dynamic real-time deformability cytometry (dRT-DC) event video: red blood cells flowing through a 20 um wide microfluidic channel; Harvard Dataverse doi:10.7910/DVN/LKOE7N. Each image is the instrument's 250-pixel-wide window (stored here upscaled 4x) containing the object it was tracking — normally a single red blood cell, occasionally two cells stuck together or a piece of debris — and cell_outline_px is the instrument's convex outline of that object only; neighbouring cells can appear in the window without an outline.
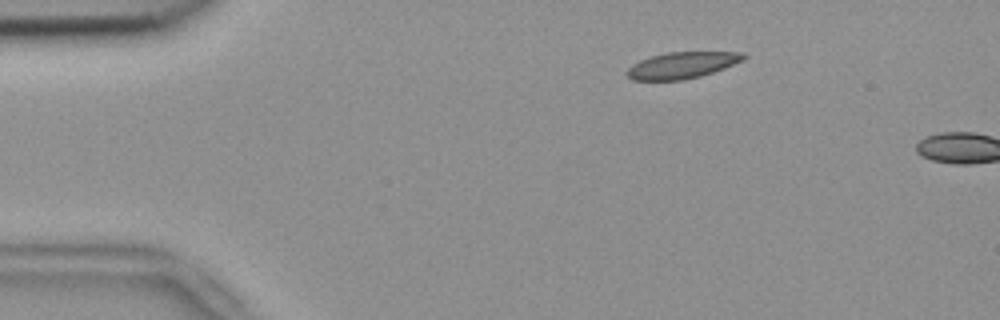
{"species": "common noctule bat (a hibernating species)", "species_latin": "Nyctalus noctula", "temperature_condition": "room temperature", "stored_images_in_passage": 7, "camera_frame_rate_fps": 3000, "um_per_image_px": 0.085, "animal": {"sex": "female", "body_mass_g": 18.4}, "frame": {"image": 1, "passage_image": 5, "time_ms": 1.333, "image_size_px": [1000, 320], "cell_outline_px": [[748, 56], [744, 60], [724, 68], [700, 76], [684, 80], [632, 80], [624, 72], [632, 64], [640, 60], [652, 56], [668, 52], [744, 52]], "centroid_in_image_um": [57.97, 5.54], "position_along_channel_um": 27.0, "area_um2": 17.98}}